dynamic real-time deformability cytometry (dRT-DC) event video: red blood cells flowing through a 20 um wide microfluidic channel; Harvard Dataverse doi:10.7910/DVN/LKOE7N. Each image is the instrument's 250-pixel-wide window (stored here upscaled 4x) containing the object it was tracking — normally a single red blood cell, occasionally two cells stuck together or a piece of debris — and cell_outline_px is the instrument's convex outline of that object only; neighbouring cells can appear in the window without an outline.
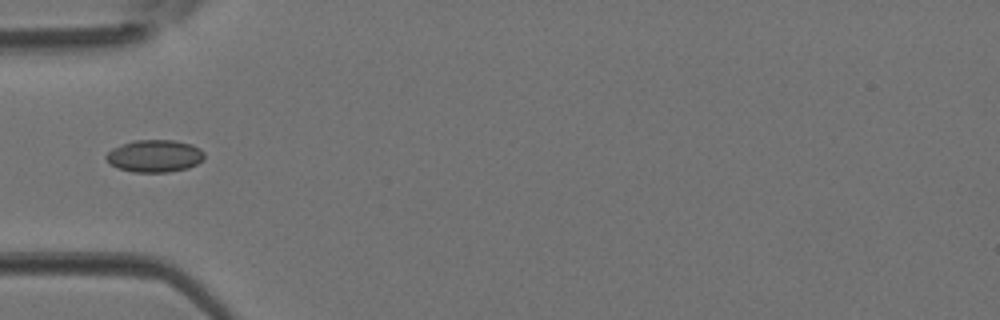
{"species": "Egyptian fruit bat (a non-hibernating species)", "species_latin": "Rousettus aegyptiacus", "temperature_condition": "room temperature", "stored_images_in_passage": 4, "camera_frame_rate_fps": 3000, "um_per_image_px": 0.085, "animal": {"sex": "female"}, "frame": {"image": 1, "passage_image": 4, "time_ms": 1.0, "image_size_px": [1000, 320], "cell_outline_px": [[204, 160], [188, 168], [168, 172], [132, 172], [120, 168], [112, 164], [104, 156], [112, 148], [132, 140], [176, 140], [192, 144], [200, 148], [204, 152]], "centroid_in_image_um": [13.18, 13.24], "position_along_channel_um": 71.8, "area_um2": 18.55}}